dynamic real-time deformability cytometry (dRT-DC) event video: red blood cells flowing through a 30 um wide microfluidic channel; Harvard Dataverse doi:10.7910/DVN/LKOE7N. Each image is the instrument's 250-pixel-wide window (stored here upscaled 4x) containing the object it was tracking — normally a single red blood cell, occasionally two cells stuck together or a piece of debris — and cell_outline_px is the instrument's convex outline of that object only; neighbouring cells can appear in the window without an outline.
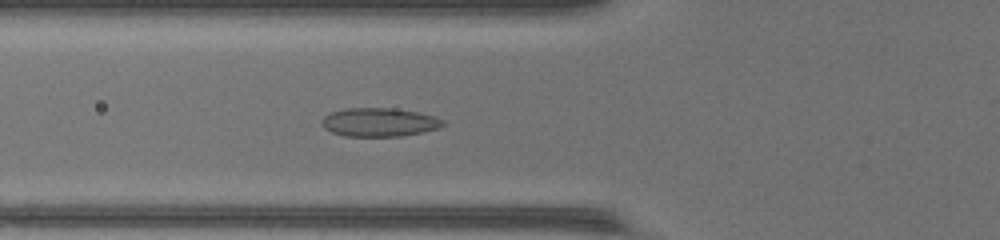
{"species": "common noctule bat (a hibernating species)", "species_latin": "Nyctalus noctula", "temperature_condition": "warm", "stored_images_in_passage": 35, "camera_frame_rate_fps": 3000, "um_per_image_px": 0.085, "animal": {"sex": "female", "body_mass_g": 17.0, "forearm_length_mm": 48.0}, "frame": {"image": 1, "passage_image": 3, "time_ms": 0.667, "image_size_px": [1000, 240], "cell_outline_px": [[448, 124], [440, 128], [400, 136], [344, 136], [332, 132], [324, 128], [320, 124], [320, 120], [324, 116], [332, 112], [348, 108], [396, 108], [436, 116], [444, 120]], "centroid_in_image_um": [32.25, 10.38], "position_along_channel_um": 93.5, "area_um2": 20.35}}
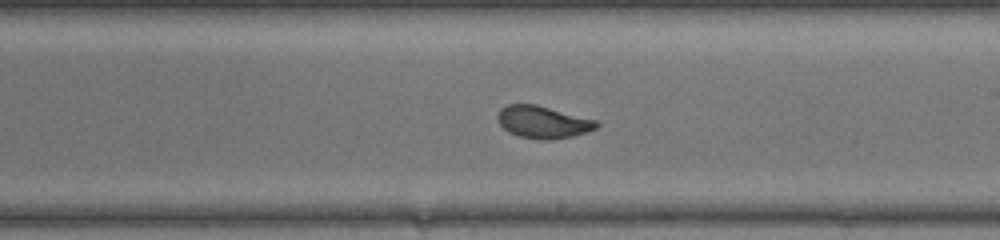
{"frame": {"image": 2, "passage_image": 14, "time_ms": 4.333, "image_size_px": [1000, 240], "cell_outline_px": [[600, 124], [596, 128], [588, 132], [572, 136], [548, 140], [540, 140], [520, 136], [508, 132], [500, 124], [496, 116], [500, 108], [508, 104], [536, 104], [596, 120]], "centroid_in_image_um": [46.14, 10.37], "position_along_channel_um": 242.9, "area_um2": 18.61}}
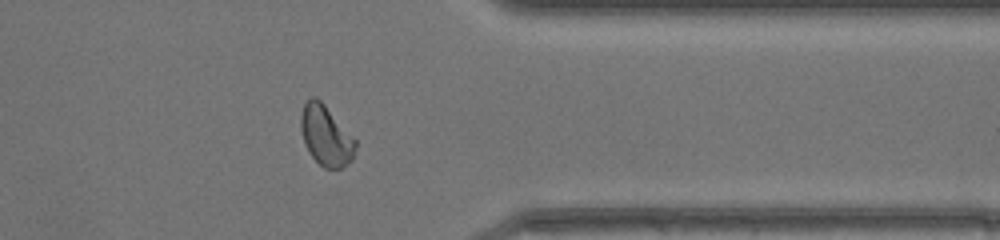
{"frame": {"image": 3, "passage_image": 25, "time_ms": 8.0, "image_size_px": [1000, 240], "cell_outline_px": [[356, 148], [352, 160], [340, 168], [324, 168], [308, 152], [304, 144], [300, 128], [300, 116], [304, 104], [312, 96], [316, 96], [324, 104], [356, 140]], "centroid_in_image_um": [27.68, 11.52], "position_along_channel_um": 383.7, "area_um2": 19.07}}